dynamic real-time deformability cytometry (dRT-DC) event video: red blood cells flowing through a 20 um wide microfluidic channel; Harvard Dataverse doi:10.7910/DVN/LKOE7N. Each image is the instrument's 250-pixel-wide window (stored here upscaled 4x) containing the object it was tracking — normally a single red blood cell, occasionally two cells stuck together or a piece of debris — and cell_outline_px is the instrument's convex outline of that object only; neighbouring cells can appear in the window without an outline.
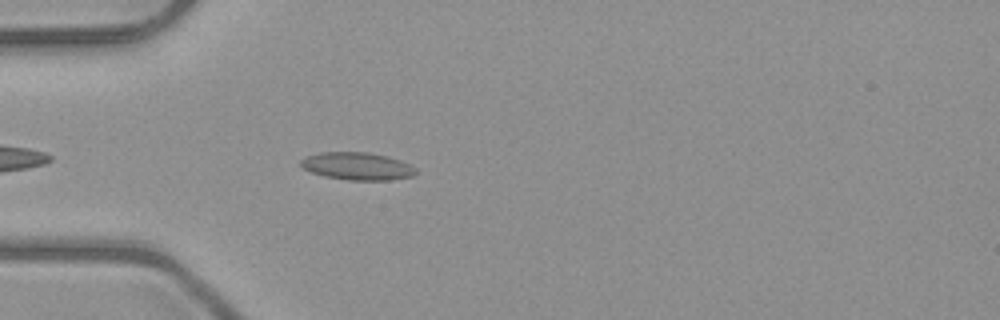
{"species": "common noctule bat (a hibernating species)", "species_latin": "Nyctalus noctula", "temperature_condition": "room temperature", "stored_images_in_passage": 11, "camera_frame_rate_fps": 3000, "um_per_image_px": 0.085, "animal": {"sex": "male", "body_mass_g": 23.1, "forearm_length_mm": 52.7}, "frame": {"image": 1, "passage_image": 4, "time_ms": 1.0, "image_size_px": [1000, 320], "cell_outline_px": [[416, 172], [412, 176], [388, 180], [348, 180], [324, 176], [312, 172], [304, 168], [300, 164], [300, 160], [308, 156], [320, 152], [368, 152], [388, 156], [400, 160], [416, 168]], "centroid_in_image_um": [30.37, 14.12], "position_along_channel_um": 54.6, "area_um2": 18.38}}
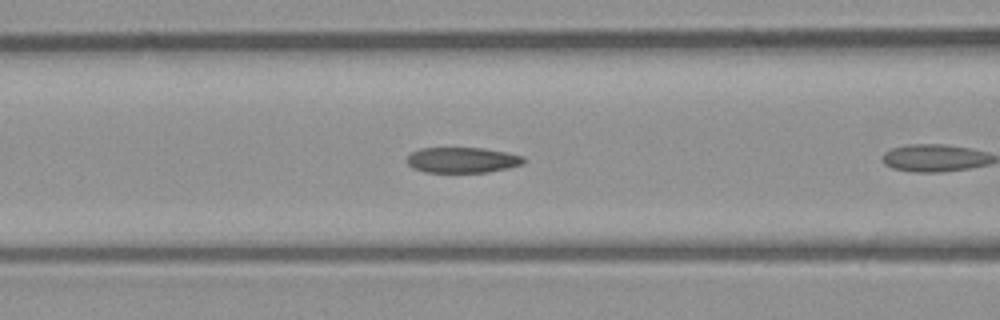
{"frame": {"image": 2, "passage_image": 7, "time_ms": 2.0, "image_size_px": [1000, 320], "cell_outline_px": [[524, 160], [520, 164], [508, 168], [488, 172], [424, 172], [412, 168], [404, 160], [412, 152], [420, 148], [484, 148], [524, 156]], "centroid_in_image_um": [39.24, 13.6], "position_along_channel_um": 127.4, "area_um2": 17.34}}